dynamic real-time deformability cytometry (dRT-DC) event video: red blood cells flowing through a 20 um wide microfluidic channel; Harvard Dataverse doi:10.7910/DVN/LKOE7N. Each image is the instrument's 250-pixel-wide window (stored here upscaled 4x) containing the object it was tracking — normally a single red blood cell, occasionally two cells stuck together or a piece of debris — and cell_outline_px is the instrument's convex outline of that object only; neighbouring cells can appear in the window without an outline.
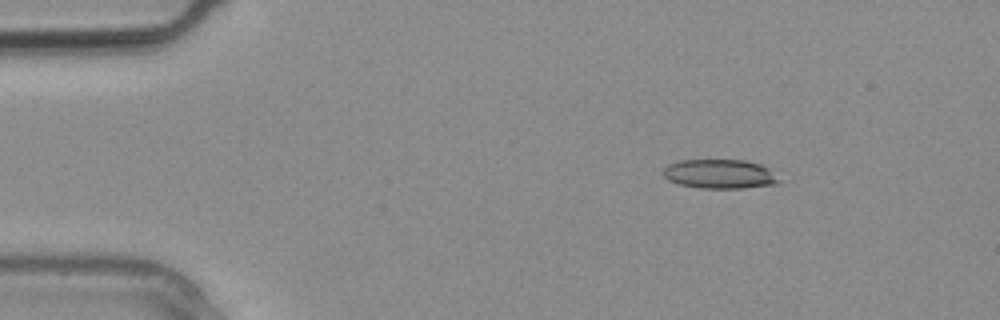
{"species": "common noctule bat (a hibernating species)", "species_latin": "Nyctalus noctula", "temperature_condition": "warm", "stored_images_in_passage": 2, "camera_frame_rate_fps": 3000, "um_per_image_px": 0.085, "animal": {"sex": "male", "body_mass_g": 20.4}, "frame": {"image": 1, "passage_image": 1, "time_ms": 0.0, "image_size_px": [1000, 320], "cell_outline_px": [[780, 180], [776, 184], [744, 188], [700, 188], [680, 184], [668, 180], [664, 176], [664, 168], [668, 164], [680, 160], [744, 160], [760, 164], [768, 168]], "centroid_in_image_um": [61.17, 14.79], "position_along_channel_um": 23.8, "area_um2": 19.59}}